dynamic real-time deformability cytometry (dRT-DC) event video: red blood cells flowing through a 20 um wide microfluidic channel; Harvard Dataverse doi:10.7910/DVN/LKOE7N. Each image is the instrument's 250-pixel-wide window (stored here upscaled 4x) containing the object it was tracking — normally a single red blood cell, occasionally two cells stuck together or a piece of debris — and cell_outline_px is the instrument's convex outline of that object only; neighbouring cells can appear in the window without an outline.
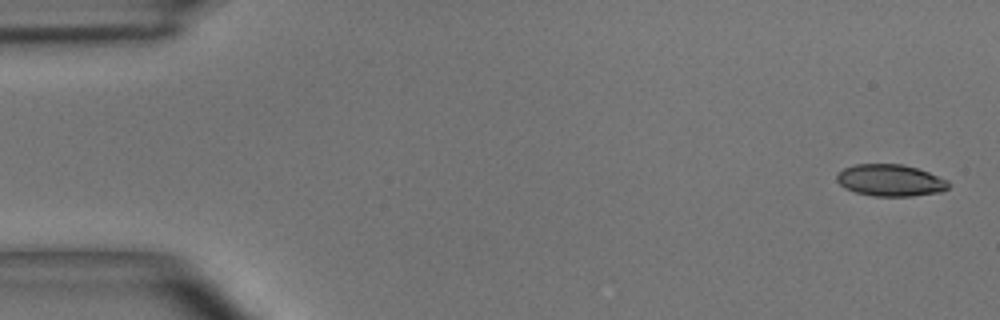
{"species": "common noctule bat (a hibernating species)", "species_latin": "Nyctalus noctula", "temperature_condition": "room temperature", "stored_images_in_passage": 48, "camera_frame_rate_fps": 3000, "um_per_image_px": 0.085, "animal": {"sex": "male", "body_mass_g": 15.6}, "frame": {"image": 1, "passage_image": 1, "time_ms": 0.0, "image_size_px": [1000, 320], "cell_outline_px": [[952, 184], [948, 188], [940, 192], [912, 196], [876, 196], [856, 192], [844, 188], [836, 180], [836, 176], [844, 168], [856, 164], [900, 164], [916, 168], [928, 172], [948, 180]], "centroid_in_image_um": [75.7, 15.33], "position_along_channel_um": 9.3, "area_um2": 20.63}}
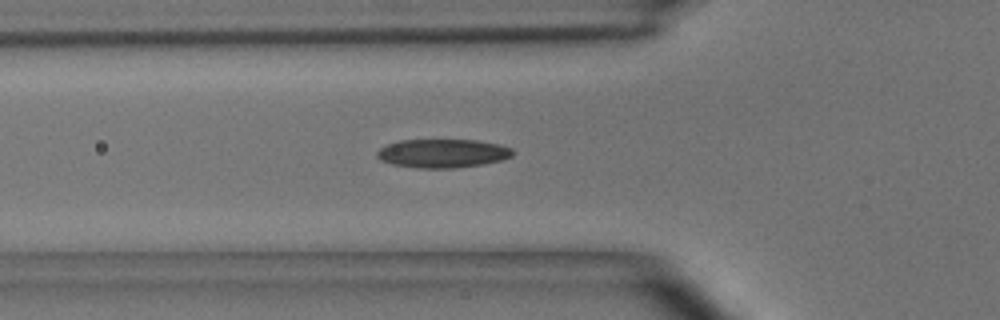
{"frame": {"image": 2, "passage_image": 16, "time_ms": 5.0, "image_size_px": [1000, 320], "cell_outline_px": [[512, 156], [504, 160], [484, 164], [452, 168], [416, 168], [392, 164], [380, 160], [376, 156], [376, 152], [380, 148], [388, 144], [400, 140], [476, 140], [500, 144], [512, 148]], "centroid_in_image_um": [37.63, 13.04], "position_along_channel_um": 88.2, "area_um2": 22.77}}
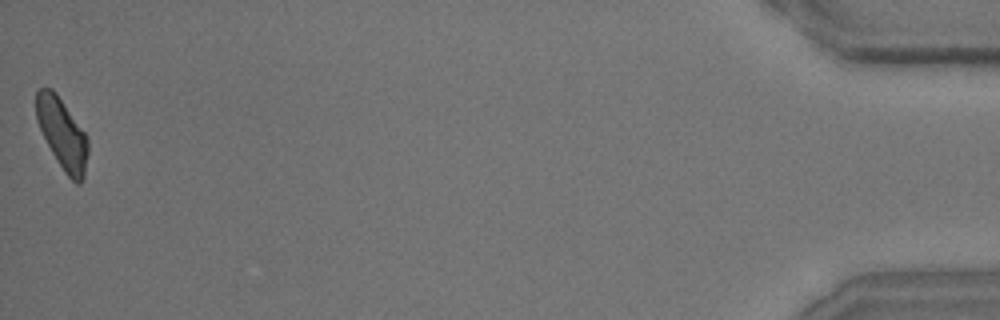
{"frame": {"image": 3, "passage_image": 48, "time_ms": 15.667, "image_size_px": [1000, 320], "cell_outline_px": [[88, 152], [84, 176], [80, 184], [76, 184], [64, 172], [52, 152], [36, 120], [36, 92], [40, 88], [52, 88], [56, 92], [84, 132], [88, 140]], "centroid_in_image_um": [5.29, 11.37], "position_along_channel_um": 429.9, "area_um2": 21.04}, "authors_computed_cell_mechanics": {"area_um2": 21.7039, "velocity_mm_per_s": 4.0828, "shape_relaxation_time_tau1_ms": 5.1322, "shape_relaxation_time_tau2_ms": 3.071, "deformation_change_tau1": 0.1581, "deformation_change_tau2": 0.1093}}